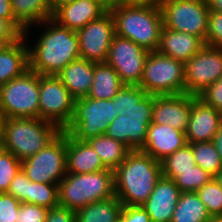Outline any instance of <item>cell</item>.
Segmentation results:
<instances>
[{
    "label": "cell",
    "mask_w": 222,
    "mask_h": 222,
    "mask_svg": "<svg viewBox=\"0 0 222 222\" xmlns=\"http://www.w3.org/2000/svg\"><path fill=\"white\" fill-rule=\"evenodd\" d=\"M47 29L29 46V68L39 75H58L71 61L80 58L77 32L48 19L38 25Z\"/></svg>",
    "instance_id": "cell-1"
},
{
    "label": "cell",
    "mask_w": 222,
    "mask_h": 222,
    "mask_svg": "<svg viewBox=\"0 0 222 222\" xmlns=\"http://www.w3.org/2000/svg\"><path fill=\"white\" fill-rule=\"evenodd\" d=\"M162 176L161 163L142 150H131L114 170L116 197L123 205H143Z\"/></svg>",
    "instance_id": "cell-2"
},
{
    "label": "cell",
    "mask_w": 222,
    "mask_h": 222,
    "mask_svg": "<svg viewBox=\"0 0 222 222\" xmlns=\"http://www.w3.org/2000/svg\"><path fill=\"white\" fill-rule=\"evenodd\" d=\"M109 11L115 23V35L129 39L149 52L157 50L164 26L160 7L115 2Z\"/></svg>",
    "instance_id": "cell-3"
},
{
    "label": "cell",
    "mask_w": 222,
    "mask_h": 222,
    "mask_svg": "<svg viewBox=\"0 0 222 222\" xmlns=\"http://www.w3.org/2000/svg\"><path fill=\"white\" fill-rule=\"evenodd\" d=\"M59 205L78 210L90 203L116 196L114 171L70 174L58 183Z\"/></svg>",
    "instance_id": "cell-4"
},
{
    "label": "cell",
    "mask_w": 222,
    "mask_h": 222,
    "mask_svg": "<svg viewBox=\"0 0 222 222\" xmlns=\"http://www.w3.org/2000/svg\"><path fill=\"white\" fill-rule=\"evenodd\" d=\"M61 130L42 118H7L3 149L20 161L42 150Z\"/></svg>",
    "instance_id": "cell-5"
},
{
    "label": "cell",
    "mask_w": 222,
    "mask_h": 222,
    "mask_svg": "<svg viewBox=\"0 0 222 222\" xmlns=\"http://www.w3.org/2000/svg\"><path fill=\"white\" fill-rule=\"evenodd\" d=\"M118 115L113 99L83 97L75 101L73 118L64 131L75 139L87 141L104 134Z\"/></svg>",
    "instance_id": "cell-6"
},
{
    "label": "cell",
    "mask_w": 222,
    "mask_h": 222,
    "mask_svg": "<svg viewBox=\"0 0 222 222\" xmlns=\"http://www.w3.org/2000/svg\"><path fill=\"white\" fill-rule=\"evenodd\" d=\"M0 111L6 118H39V74L29 68L1 85Z\"/></svg>",
    "instance_id": "cell-7"
},
{
    "label": "cell",
    "mask_w": 222,
    "mask_h": 222,
    "mask_svg": "<svg viewBox=\"0 0 222 222\" xmlns=\"http://www.w3.org/2000/svg\"><path fill=\"white\" fill-rule=\"evenodd\" d=\"M184 70L183 62L157 51L150 52L139 86L154 96L186 93Z\"/></svg>",
    "instance_id": "cell-8"
},
{
    "label": "cell",
    "mask_w": 222,
    "mask_h": 222,
    "mask_svg": "<svg viewBox=\"0 0 222 222\" xmlns=\"http://www.w3.org/2000/svg\"><path fill=\"white\" fill-rule=\"evenodd\" d=\"M67 132L61 131L37 154L21 161L32 182L58 184L67 174Z\"/></svg>",
    "instance_id": "cell-9"
},
{
    "label": "cell",
    "mask_w": 222,
    "mask_h": 222,
    "mask_svg": "<svg viewBox=\"0 0 222 222\" xmlns=\"http://www.w3.org/2000/svg\"><path fill=\"white\" fill-rule=\"evenodd\" d=\"M75 101L58 76L39 75V118L63 131L73 118Z\"/></svg>",
    "instance_id": "cell-10"
},
{
    "label": "cell",
    "mask_w": 222,
    "mask_h": 222,
    "mask_svg": "<svg viewBox=\"0 0 222 222\" xmlns=\"http://www.w3.org/2000/svg\"><path fill=\"white\" fill-rule=\"evenodd\" d=\"M163 25L206 40L209 9L205 0H164L161 4Z\"/></svg>",
    "instance_id": "cell-11"
},
{
    "label": "cell",
    "mask_w": 222,
    "mask_h": 222,
    "mask_svg": "<svg viewBox=\"0 0 222 222\" xmlns=\"http://www.w3.org/2000/svg\"><path fill=\"white\" fill-rule=\"evenodd\" d=\"M150 52L129 39L115 35L106 63L112 66L125 85H140Z\"/></svg>",
    "instance_id": "cell-12"
},
{
    "label": "cell",
    "mask_w": 222,
    "mask_h": 222,
    "mask_svg": "<svg viewBox=\"0 0 222 222\" xmlns=\"http://www.w3.org/2000/svg\"><path fill=\"white\" fill-rule=\"evenodd\" d=\"M186 93L198 96L222 77V48L205 45L185 63Z\"/></svg>",
    "instance_id": "cell-13"
},
{
    "label": "cell",
    "mask_w": 222,
    "mask_h": 222,
    "mask_svg": "<svg viewBox=\"0 0 222 222\" xmlns=\"http://www.w3.org/2000/svg\"><path fill=\"white\" fill-rule=\"evenodd\" d=\"M76 32L79 38L80 58L94 63L106 62L115 36V23L110 11Z\"/></svg>",
    "instance_id": "cell-14"
},
{
    "label": "cell",
    "mask_w": 222,
    "mask_h": 222,
    "mask_svg": "<svg viewBox=\"0 0 222 222\" xmlns=\"http://www.w3.org/2000/svg\"><path fill=\"white\" fill-rule=\"evenodd\" d=\"M195 97L187 93L154 96L152 123L167 124L186 132Z\"/></svg>",
    "instance_id": "cell-15"
},
{
    "label": "cell",
    "mask_w": 222,
    "mask_h": 222,
    "mask_svg": "<svg viewBox=\"0 0 222 222\" xmlns=\"http://www.w3.org/2000/svg\"><path fill=\"white\" fill-rule=\"evenodd\" d=\"M222 122V112L196 96L192 100L186 139L189 144L213 141Z\"/></svg>",
    "instance_id": "cell-16"
},
{
    "label": "cell",
    "mask_w": 222,
    "mask_h": 222,
    "mask_svg": "<svg viewBox=\"0 0 222 222\" xmlns=\"http://www.w3.org/2000/svg\"><path fill=\"white\" fill-rule=\"evenodd\" d=\"M181 191L173 179L161 176L142 205L152 222H171Z\"/></svg>",
    "instance_id": "cell-17"
},
{
    "label": "cell",
    "mask_w": 222,
    "mask_h": 222,
    "mask_svg": "<svg viewBox=\"0 0 222 222\" xmlns=\"http://www.w3.org/2000/svg\"><path fill=\"white\" fill-rule=\"evenodd\" d=\"M186 132L172 128L167 124L151 123L147 129V136L143 152L154 159L162 161L166 156L187 144Z\"/></svg>",
    "instance_id": "cell-18"
},
{
    "label": "cell",
    "mask_w": 222,
    "mask_h": 222,
    "mask_svg": "<svg viewBox=\"0 0 222 222\" xmlns=\"http://www.w3.org/2000/svg\"><path fill=\"white\" fill-rule=\"evenodd\" d=\"M107 10L98 2L89 0H73L63 4L53 12L52 19L59 25L74 31L99 19Z\"/></svg>",
    "instance_id": "cell-19"
},
{
    "label": "cell",
    "mask_w": 222,
    "mask_h": 222,
    "mask_svg": "<svg viewBox=\"0 0 222 222\" xmlns=\"http://www.w3.org/2000/svg\"><path fill=\"white\" fill-rule=\"evenodd\" d=\"M151 123L152 118H136L119 114L109 124L104 134L126 145L130 150H142L147 129Z\"/></svg>",
    "instance_id": "cell-20"
},
{
    "label": "cell",
    "mask_w": 222,
    "mask_h": 222,
    "mask_svg": "<svg viewBox=\"0 0 222 222\" xmlns=\"http://www.w3.org/2000/svg\"><path fill=\"white\" fill-rule=\"evenodd\" d=\"M204 46L205 42L198 36L163 26L156 51L185 64Z\"/></svg>",
    "instance_id": "cell-21"
},
{
    "label": "cell",
    "mask_w": 222,
    "mask_h": 222,
    "mask_svg": "<svg viewBox=\"0 0 222 222\" xmlns=\"http://www.w3.org/2000/svg\"><path fill=\"white\" fill-rule=\"evenodd\" d=\"M67 173L84 174L107 169L87 141L73 138L67 133Z\"/></svg>",
    "instance_id": "cell-22"
},
{
    "label": "cell",
    "mask_w": 222,
    "mask_h": 222,
    "mask_svg": "<svg viewBox=\"0 0 222 222\" xmlns=\"http://www.w3.org/2000/svg\"><path fill=\"white\" fill-rule=\"evenodd\" d=\"M26 35L0 48V86L22 75L29 69V45Z\"/></svg>",
    "instance_id": "cell-23"
},
{
    "label": "cell",
    "mask_w": 222,
    "mask_h": 222,
    "mask_svg": "<svg viewBox=\"0 0 222 222\" xmlns=\"http://www.w3.org/2000/svg\"><path fill=\"white\" fill-rule=\"evenodd\" d=\"M94 62L76 59L57 75L70 94L77 100L87 97L93 82Z\"/></svg>",
    "instance_id": "cell-24"
},
{
    "label": "cell",
    "mask_w": 222,
    "mask_h": 222,
    "mask_svg": "<svg viewBox=\"0 0 222 222\" xmlns=\"http://www.w3.org/2000/svg\"><path fill=\"white\" fill-rule=\"evenodd\" d=\"M14 20L25 30L27 35L32 24L41 23L53 17L49 0H11Z\"/></svg>",
    "instance_id": "cell-25"
},
{
    "label": "cell",
    "mask_w": 222,
    "mask_h": 222,
    "mask_svg": "<svg viewBox=\"0 0 222 222\" xmlns=\"http://www.w3.org/2000/svg\"><path fill=\"white\" fill-rule=\"evenodd\" d=\"M125 84L106 62L94 63L93 82L87 97L93 99H113Z\"/></svg>",
    "instance_id": "cell-26"
},
{
    "label": "cell",
    "mask_w": 222,
    "mask_h": 222,
    "mask_svg": "<svg viewBox=\"0 0 222 222\" xmlns=\"http://www.w3.org/2000/svg\"><path fill=\"white\" fill-rule=\"evenodd\" d=\"M123 204L114 196L76 210V222H119Z\"/></svg>",
    "instance_id": "cell-27"
},
{
    "label": "cell",
    "mask_w": 222,
    "mask_h": 222,
    "mask_svg": "<svg viewBox=\"0 0 222 222\" xmlns=\"http://www.w3.org/2000/svg\"><path fill=\"white\" fill-rule=\"evenodd\" d=\"M107 169L115 170L131 151L126 145L105 134L87 140Z\"/></svg>",
    "instance_id": "cell-28"
},
{
    "label": "cell",
    "mask_w": 222,
    "mask_h": 222,
    "mask_svg": "<svg viewBox=\"0 0 222 222\" xmlns=\"http://www.w3.org/2000/svg\"><path fill=\"white\" fill-rule=\"evenodd\" d=\"M210 215L196 192H181L171 222H206Z\"/></svg>",
    "instance_id": "cell-29"
},
{
    "label": "cell",
    "mask_w": 222,
    "mask_h": 222,
    "mask_svg": "<svg viewBox=\"0 0 222 222\" xmlns=\"http://www.w3.org/2000/svg\"><path fill=\"white\" fill-rule=\"evenodd\" d=\"M161 163L162 176L174 179L178 171L193 169L196 165L194 160L192 145L187 143L184 147L166 156Z\"/></svg>",
    "instance_id": "cell-30"
},
{
    "label": "cell",
    "mask_w": 222,
    "mask_h": 222,
    "mask_svg": "<svg viewBox=\"0 0 222 222\" xmlns=\"http://www.w3.org/2000/svg\"><path fill=\"white\" fill-rule=\"evenodd\" d=\"M191 145L196 165L200 166L213 177L216 176L222 169V162L213 141L191 143Z\"/></svg>",
    "instance_id": "cell-31"
},
{
    "label": "cell",
    "mask_w": 222,
    "mask_h": 222,
    "mask_svg": "<svg viewBox=\"0 0 222 222\" xmlns=\"http://www.w3.org/2000/svg\"><path fill=\"white\" fill-rule=\"evenodd\" d=\"M28 203L47 209L59 205L58 184L32 182L30 185Z\"/></svg>",
    "instance_id": "cell-32"
},
{
    "label": "cell",
    "mask_w": 222,
    "mask_h": 222,
    "mask_svg": "<svg viewBox=\"0 0 222 222\" xmlns=\"http://www.w3.org/2000/svg\"><path fill=\"white\" fill-rule=\"evenodd\" d=\"M212 178L211 174L195 165L191 170L178 171V175L173 180L181 192H196Z\"/></svg>",
    "instance_id": "cell-33"
},
{
    "label": "cell",
    "mask_w": 222,
    "mask_h": 222,
    "mask_svg": "<svg viewBox=\"0 0 222 222\" xmlns=\"http://www.w3.org/2000/svg\"><path fill=\"white\" fill-rule=\"evenodd\" d=\"M196 193L205 204L210 216H222V189L214 178Z\"/></svg>",
    "instance_id": "cell-34"
},
{
    "label": "cell",
    "mask_w": 222,
    "mask_h": 222,
    "mask_svg": "<svg viewBox=\"0 0 222 222\" xmlns=\"http://www.w3.org/2000/svg\"><path fill=\"white\" fill-rule=\"evenodd\" d=\"M148 93L137 85H124L120 91L113 97L116 102L118 113L126 115L134 105L142 101Z\"/></svg>",
    "instance_id": "cell-35"
},
{
    "label": "cell",
    "mask_w": 222,
    "mask_h": 222,
    "mask_svg": "<svg viewBox=\"0 0 222 222\" xmlns=\"http://www.w3.org/2000/svg\"><path fill=\"white\" fill-rule=\"evenodd\" d=\"M21 169V161L11 152L0 150V193H6L11 181Z\"/></svg>",
    "instance_id": "cell-36"
},
{
    "label": "cell",
    "mask_w": 222,
    "mask_h": 222,
    "mask_svg": "<svg viewBox=\"0 0 222 222\" xmlns=\"http://www.w3.org/2000/svg\"><path fill=\"white\" fill-rule=\"evenodd\" d=\"M205 45L222 48V12L209 11Z\"/></svg>",
    "instance_id": "cell-37"
},
{
    "label": "cell",
    "mask_w": 222,
    "mask_h": 222,
    "mask_svg": "<svg viewBox=\"0 0 222 222\" xmlns=\"http://www.w3.org/2000/svg\"><path fill=\"white\" fill-rule=\"evenodd\" d=\"M32 181L26 176L22 169H20L11 181L7 194L13 196L21 203H28V195Z\"/></svg>",
    "instance_id": "cell-38"
},
{
    "label": "cell",
    "mask_w": 222,
    "mask_h": 222,
    "mask_svg": "<svg viewBox=\"0 0 222 222\" xmlns=\"http://www.w3.org/2000/svg\"><path fill=\"white\" fill-rule=\"evenodd\" d=\"M48 211L36 204L21 203L16 222H45Z\"/></svg>",
    "instance_id": "cell-39"
},
{
    "label": "cell",
    "mask_w": 222,
    "mask_h": 222,
    "mask_svg": "<svg viewBox=\"0 0 222 222\" xmlns=\"http://www.w3.org/2000/svg\"><path fill=\"white\" fill-rule=\"evenodd\" d=\"M21 202L7 193H0V222H16Z\"/></svg>",
    "instance_id": "cell-40"
},
{
    "label": "cell",
    "mask_w": 222,
    "mask_h": 222,
    "mask_svg": "<svg viewBox=\"0 0 222 222\" xmlns=\"http://www.w3.org/2000/svg\"><path fill=\"white\" fill-rule=\"evenodd\" d=\"M206 104L222 112V77L198 95Z\"/></svg>",
    "instance_id": "cell-41"
},
{
    "label": "cell",
    "mask_w": 222,
    "mask_h": 222,
    "mask_svg": "<svg viewBox=\"0 0 222 222\" xmlns=\"http://www.w3.org/2000/svg\"><path fill=\"white\" fill-rule=\"evenodd\" d=\"M121 222H152L145 209L139 206L124 205L121 212Z\"/></svg>",
    "instance_id": "cell-42"
},
{
    "label": "cell",
    "mask_w": 222,
    "mask_h": 222,
    "mask_svg": "<svg viewBox=\"0 0 222 222\" xmlns=\"http://www.w3.org/2000/svg\"><path fill=\"white\" fill-rule=\"evenodd\" d=\"M153 106L154 95L148 94L142 101L127 111L126 116L136 118H152Z\"/></svg>",
    "instance_id": "cell-43"
},
{
    "label": "cell",
    "mask_w": 222,
    "mask_h": 222,
    "mask_svg": "<svg viewBox=\"0 0 222 222\" xmlns=\"http://www.w3.org/2000/svg\"><path fill=\"white\" fill-rule=\"evenodd\" d=\"M45 222H76V211L58 205L49 209Z\"/></svg>",
    "instance_id": "cell-44"
},
{
    "label": "cell",
    "mask_w": 222,
    "mask_h": 222,
    "mask_svg": "<svg viewBox=\"0 0 222 222\" xmlns=\"http://www.w3.org/2000/svg\"><path fill=\"white\" fill-rule=\"evenodd\" d=\"M22 34L5 18L0 17V43L10 44L18 40Z\"/></svg>",
    "instance_id": "cell-45"
},
{
    "label": "cell",
    "mask_w": 222,
    "mask_h": 222,
    "mask_svg": "<svg viewBox=\"0 0 222 222\" xmlns=\"http://www.w3.org/2000/svg\"><path fill=\"white\" fill-rule=\"evenodd\" d=\"M0 17L7 19L22 35L25 30L14 20L11 0H0Z\"/></svg>",
    "instance_id": "cell-46"
},
{
    "label": "cell",
    "mask_w": 222,
    "mask_h": 222,
    "mask_svg": "<svg viewBox=\"0 0 222 222\" xmlns=\"http://www.w3.org/2000/svg\"><path fill=\"white\" fill-rule=\"evenodd\" d=\"M164 0H116L126 5H141V6H155L161 7Z\"/></svg>",
    "instance_id": "cell-47"
},
{
    "label": "cell",
    "mask_w": 222,
    "mask_h": 222,
    "mask_svg": "<svg viewBox=\"0 0 222 222\" xmlns=\"http://www.w3.org/2000/svg\"><path fill=\"white\" fill-rule=\"evenodd\" d=\"M213 144L222 162V122L219 126L217 133L214 136Z\"/></svg>",
    "instance_id": "cell-48"
},
{
    "label": "cell",
    "mask_w": 222,
    "mask_h": 222,
    "mask_svg": "<svg viewBox=\"0 0 222 222\" xmlns=\"http://www.w3.org/2000/svg\"><path fill=\"white\" fill-rule=\"evenodd\" d=\"M209 11L222 12V0H205Z\"/></svg>",
    "instance_id": "cell-49"
},
{
    "label": "cell",
    "mask_w": 222,
    "mask_h": 222,
    "mask_svg": "<svg viewBox=\"0 0 222 222\" xmlns=\"http://www.w3.org/2000/svg\"><path fill=\"white\" fill-rule=\"evenodd\" d=\"M6 116L0 111V150L3 149Z\"/></svg>",
    "instance_id": "cell-50"
},
{
    "label": "cell",
    "mask_w": 222,
    "mask_h": 222,
    "mask_svg": "<svg viewBox=\"0 0 222 222\" xmlns=\"http://www.w3.org/2000/svg\"><path fill=\"white\" fill-rule=\"evenodd\" d=\"M73 0H49L52 12H54L58 7H60L63 4L69 3Z\"/></svg>",
    "instance_id": "cell-51"
},
{
    "label": "cell",
    "mask_w": 222,
    "mask_h": 222,
    "mask_svg": "<svg viewBox=\"0 0 222 222\" xmlns=\"http://www.w3.org/2000/svg\"><path fill=\"white\" fill-rule=\"evenodd\" d=\"M100 3L107 11L112 7L116 0H89Z\"/></svg>",
    "instance_id": "cell-52"
},
{
    "label": "cell",
    "mask_w": 222,
    "mask_h": 222,
    "mask_svg": "<svg viewBox=\"0 0 222 222\" xmlns=\"http://www.w3.org/2000/svg\"><path fill=\"white\" fill-rule=\"evenodd\" d=\"M217 184L221 187L222 189V169L218 172V174L216 176L213 177Z\"/></svg>",
    "instance_id": "cell-53"
},
{
    "label": "cell",
    "mask_w": 222,
    "mask_h": 222,
    "mask_svg": "<svg viewBox=\"0 0 222 222\" xmlns=\"http://www.w3.org/2000/svg\"><path fill=\"white\" fill-rule=\"evenodd\" d=\"M206 222H222V216H210Z\"/></svg>",
    "instance_id": "cell-54"
}]
</instances>
